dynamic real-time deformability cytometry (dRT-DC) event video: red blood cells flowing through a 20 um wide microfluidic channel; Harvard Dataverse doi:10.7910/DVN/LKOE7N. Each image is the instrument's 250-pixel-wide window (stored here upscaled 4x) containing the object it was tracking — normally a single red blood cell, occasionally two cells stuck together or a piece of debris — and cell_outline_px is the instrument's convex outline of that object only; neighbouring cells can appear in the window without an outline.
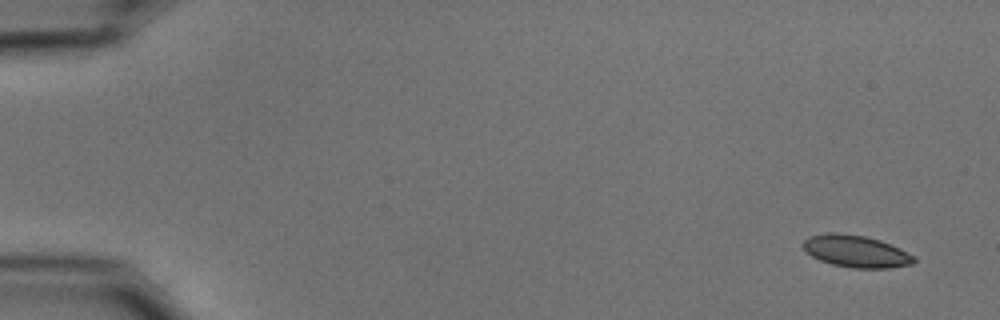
{"species": "common noctule bat (a hibernating species)", "species_latin": "Nyctalus noctula", "temperature_condition": "cold", "stored_images_in_passage": 52, "camera_frame_rate_fps": 3000, "um_per_image_px": 0.085, "animal": {"sex": "male", "body_mass_g": 15.6}, "frame": {"image": 1, "passage_image": 1, "time_ms": 0.0, "image_size_px": [1000, 320], "cell_outline_px": [[916, 260], [912, 264], [888, 268], [852, 268], [832, 264], [820, 260], [812, 256], [804, 248], [804, 240], [808, 236], [828, 232], [836, 232], [864, 236], [880, 240], [900, 248], [916, 256]], "centroid_in_image_um": [72.78, 21.36], "position_along_channel_um": 12.2, "area_um2": 20.69}}
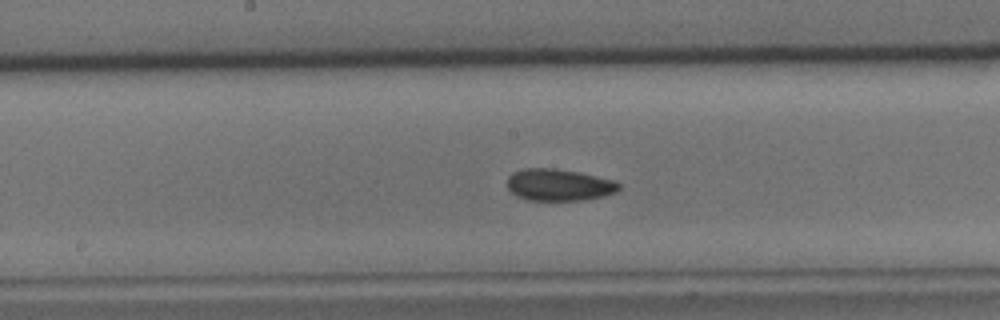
{"frame": {"image": 2, "passage_image": 27, "time_ms": 8.667, "image_size_px": [1000, 320], "cell_outline_px": [[620, 188], [616, 192], [604, 196], [584, 200], [528, 200], [516, 196], [508, 188], [508, 176], [512, 172], [524, 168], [556, 168], [616, 180], [620, 184]], "centroid_in_image_um": [47.51, 15.71], "position_along_channel_um": 200.7, "area_um2": 20.81}}
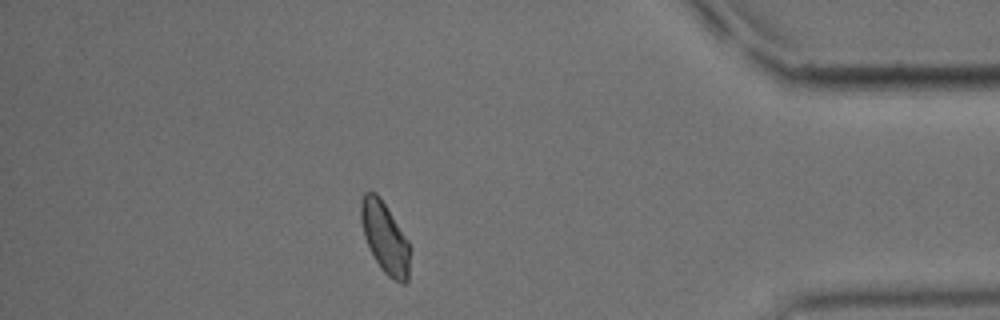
{"frame": {"image": 3, "passage_image": 46, "time_ms": 15.0, "image_size_px": [1000, 320], "cell_outline_px": [[408, 280], [404, 284], [400, 284], [388, 276], [380, 268], [364, 236], [360, 220], [360, 204], [364, 192], [376, 192], [380, 196], [408, 240]], "centroid_in_image_um": [32.69, 20.17], "position_along_channel_um": 402.5, "area_um2": 20.0}, "authors_computed_cell_mechanics": {"area_um2": 20.519, "velocity_mm_per_s": 3.7342, "shape_relaxation_time_tau1_ms": 4.1251, "shape_relaxation_time_tau2_ms": 3.5872, "deformation_change_tau1": 0.0881, "deformation_change_tau2": 0.0684}}